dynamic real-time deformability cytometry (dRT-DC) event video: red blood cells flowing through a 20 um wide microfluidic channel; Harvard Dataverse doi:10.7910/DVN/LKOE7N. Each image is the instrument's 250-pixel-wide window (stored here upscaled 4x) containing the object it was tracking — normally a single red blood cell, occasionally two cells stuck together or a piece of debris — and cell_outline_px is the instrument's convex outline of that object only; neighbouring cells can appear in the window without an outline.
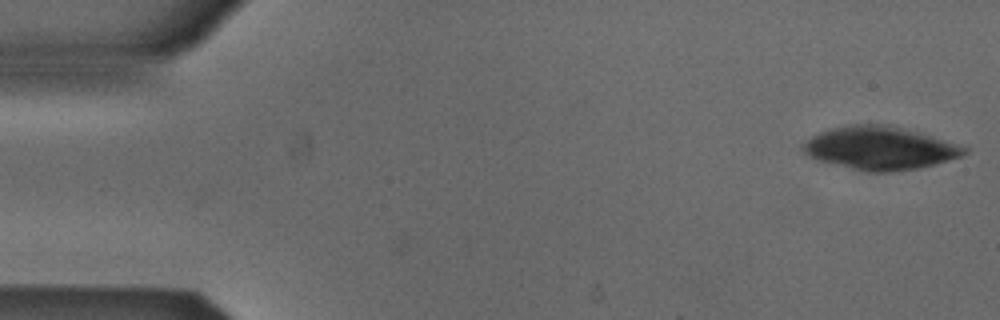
{"species": "Egyptian fruit bat (a non-hibernating species)", "species_latin": "Rousettus aegyptiacus", "temperature_condition": "cold", "stored_images_in_passage": 48, "camera_frame_rate_fps": 3000, "um_per_image_px": 0.085, "animal": {"sex": "male"}, "frame": {"image": 1, "passage_image": 1, "time_ms": 0.0, "image_size_px": [1000, 320], "cell_outline_px": [[968, 152], [960, 156], [936, 164], [916, 168], [892, 172], [864, 172], [816, 160], [808, 156], [800, 148], [812, 136], [820, 132], [832, 128], [852, 124], [888, 124], [968, 144]], "centroid_in_image_um": [74.87, 12.58], "position_along_channel_um": 10.1, "area_um2": 41.15}}
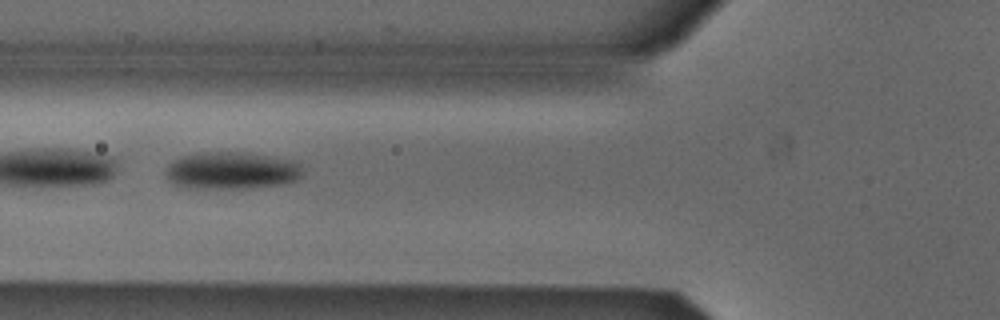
{"frame": {"image": 2, "passage_image": 19, "time_ms": 6.0, "image_size_px": [1000, 320], "cell_outline_px": [[304, 172], [296, 180], [280, 184], [252, 188], [184, 188], [172, 184], [168, 180], [164, 172], [168, 164], [172, 160], [180, 156], [196, 152], [244, 152], [296, 160], [300, 164]], "centroid_in_image_um": [19.64, 14.49], "position_along_channel_um": 106.2, "area_um2": 30.35}}
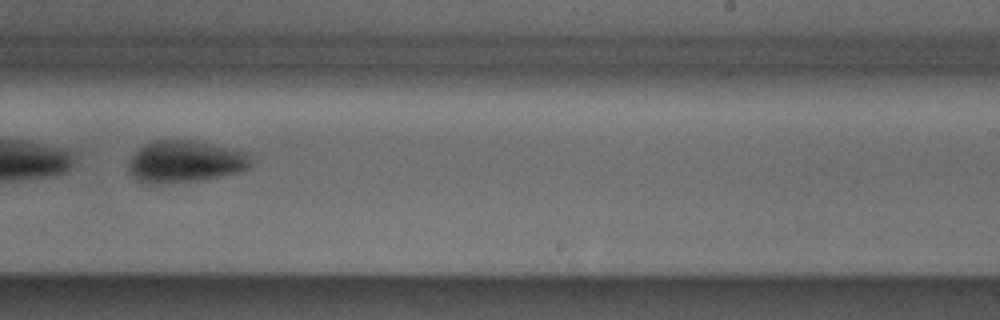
{"frame": {"image": 3, "passage_image": 32, "time_ms": 10.333, "image_size_px": [1000, 320], "cell_outline_px": [[252, 164], [244, 172], [200, 180], [140, 180], [132, 176], [128, 172], [128, 164], [132, 156], [144, 144], [156, 140], [192, 140], [240, 152], [252, 156]], "centroid_in_image_um": [15.78, 13.7], "position_along_channel_um": 273.2, "area_um2": 28.67}}